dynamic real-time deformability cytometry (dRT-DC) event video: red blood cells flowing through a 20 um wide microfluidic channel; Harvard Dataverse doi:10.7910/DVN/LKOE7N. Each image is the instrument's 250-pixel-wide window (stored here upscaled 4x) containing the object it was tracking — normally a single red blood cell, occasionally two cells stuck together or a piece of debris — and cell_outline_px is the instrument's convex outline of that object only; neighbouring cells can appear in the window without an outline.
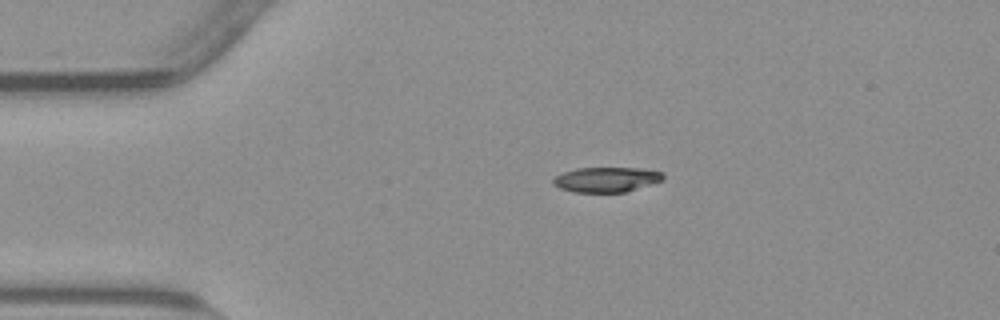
{"species": "common noctule bat (a hibernating species)", "species_latin": "Nyctalus noctula", "temperature_condition": "warm", "stored_images_in_passage": 44, "camera_frame_rate_fps": 3000, "um_per_image_px": 0.085, "animal": {"sex": "male", "body_mass_g": 23.1, "forearm_length_mm": 52.7}, "frame": {"image": 1, "passage_image": 1, "time_ms": 0.0, "image_size_px": [1000, 320], "cell_outline_px": [[664, 180], [624, 192], [572, 192], [560, 188], [552, 184], [552, 180], [556, 176], [564, 172], [576, 168], [636, 168], [664, 172]], "centroid_in_image_um": [51.53, 15.26], "position_along_channel_um": 33.5, "area_um2": 15.95}}
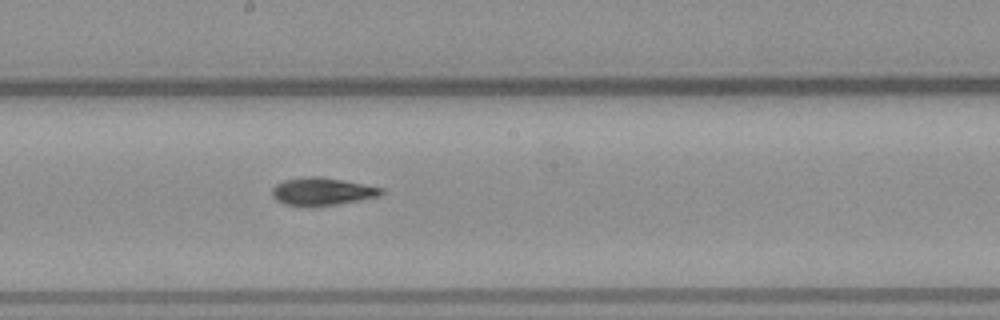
{"frame": {"image": 2, "passage_image": 19, "time_ms": 6.0, "image_size_px": [1000, 320], "cell_outline_px": [[384, 192], [380, 196], [360, 200], [336, 204], [284, 204], [276, 200], [272, 196], [272, 188], [276, 184], [284, 180], [304, 176], [316, 176], [340, 180], [384, 188]], "centroid_in_image_um": [27.38, 16.25], "position_along_channel_um": 220.8, "area_um2": 17.05}}
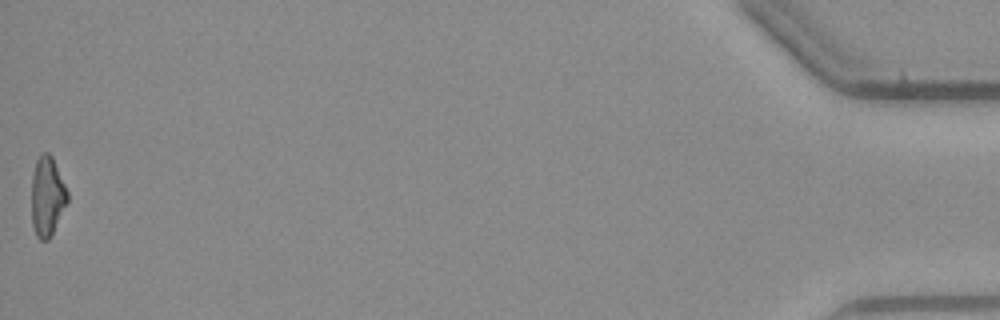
{"frame": {"image": 3, "passage_image": 44, "time_ms": 14.333, "image_size_px": [1000, 320], "cell_outline_px": [[68, 204], [48, 240], [40, 240], [36, 236], [32, 224], [32, 176], [36, 160], [44, 152], [48, 152], [52, 156], [68, 192]], "centroid_in_image_um": [4.02, 16.71], "position_along_channel_um": 431.2, "area_um2": 16.65}, "authors_computed_cell_mechanics": {"area_um2": 17.0799, "velocity_mm_per_s": 3.8147, "shape_relaxation_time_tau1_ms": null, "shape_relaxation_time_tau2_ms": 3.5704, "deformation_change_tau1": null, "deformation_change_tau2": 0.1166}}